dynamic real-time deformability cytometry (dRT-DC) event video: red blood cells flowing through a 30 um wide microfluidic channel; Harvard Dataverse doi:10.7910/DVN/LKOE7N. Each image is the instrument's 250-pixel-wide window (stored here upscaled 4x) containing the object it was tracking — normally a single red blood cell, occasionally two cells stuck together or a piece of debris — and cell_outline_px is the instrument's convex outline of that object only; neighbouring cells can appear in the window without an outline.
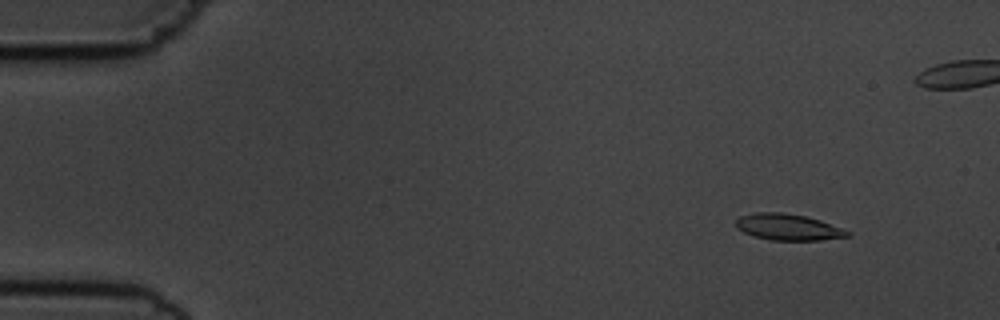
{"species": "common noctule bat (a hibernating species)", "species_latin": "Nyctalus noctula", "temperature_condition": "cold", "stored_images_in_passage": 18, "camera_frame_rate_fps": 3000, "um_per_image_px": 0.085, "animal": {"sex": "male", "body_mass_g": 19.5, "forearm_length_mm": 54.6}, "frame": {"image": 1, "passage_image": 6, "time_ms": 1.667, "image_size_px": [1000, 320], "cell_outline_px": [[852, 236], [820, 240], [772, 240], [752, 236], [736, 228], [736, 220], [740, 216], [756, 212], [780, 212], [804, 216], [820, 220], [852, 232]], "centroid_in_image_um": [66.99, 19.31], "position_along_channel_um": 18.0, "area_um2": 17.11}}